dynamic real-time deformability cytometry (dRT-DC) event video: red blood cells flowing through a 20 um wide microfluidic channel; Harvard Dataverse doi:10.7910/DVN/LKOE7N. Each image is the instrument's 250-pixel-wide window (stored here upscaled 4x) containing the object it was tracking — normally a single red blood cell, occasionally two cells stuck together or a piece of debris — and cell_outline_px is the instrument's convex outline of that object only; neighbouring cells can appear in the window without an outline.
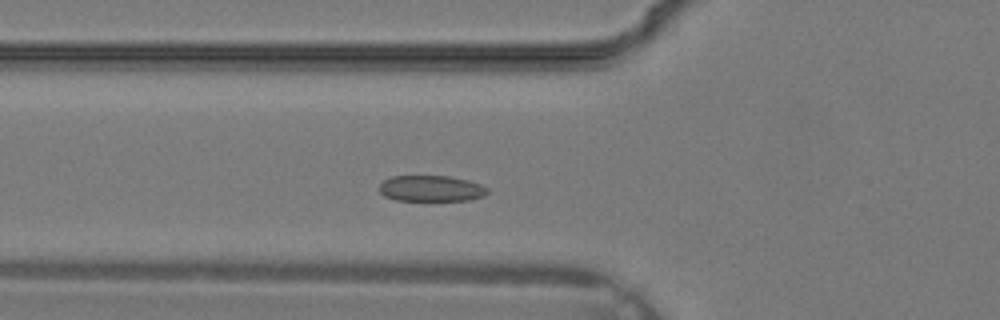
{"species": "common noctule bat (a hibernating species)", "species_latin": "Nyctalus noctula", "temperature_condition": "warm", "stored_images_in_passage": 31, "camera_frame_rate_fps": 3000, "um_per_image_px": 0.085, "animal": {"sex": "male", "body_mass_g": 19.2, "forearm_length_mm": 51.8}, "frame": {"image": 1, "passage_image": 7, "time_ms": 2.0, "image_size_px": [1000, 320], "cell_outline_px": [[488, 192], [484, 196], [468, 200], [396, 200], [384, 196], [380, 192], [380, 184], [384, 180], [392, 176], [448, 176], [468, 180], [480, 184], [488, 188]], "centroid_in_image_um": [36.65, 16.02], "position_along_channel_um": 89.1, "area_um2": 16.3}}
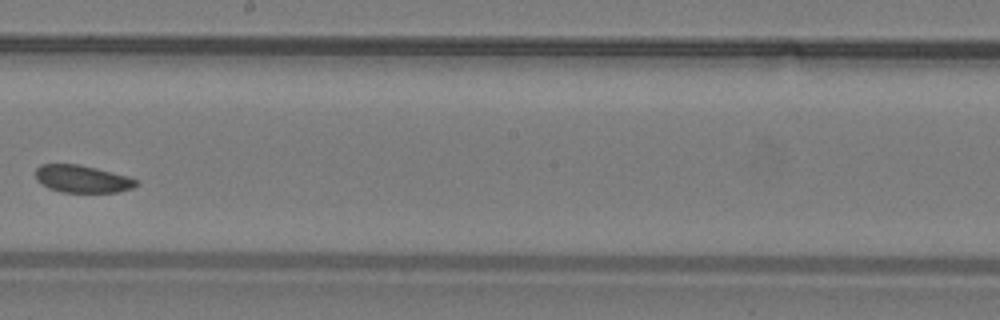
{"frame": {"image": 2, "passage_image": 15, "time_ms": 4.667, "image_size_px": [1000, 320], "cell_outline_px": [[140, 184], [132, 188], [116, 192], [60, 192], [48, 188], [36, 180], [36, 168], [40, 164], [80, 164], [128, 176], [140, 180]], "centroid_in_image_um": [7.01, 15.21], "position_along_channel_um": 241.2, "area_um2": 16.24}}
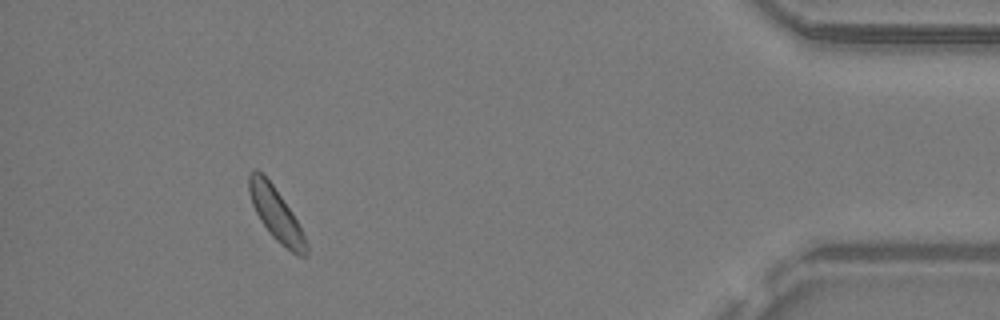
{"frame": {"image": 3, "passage_image": 27, "time_ms": 8.667, "image_size_px": [1000, 320], "cell_outline_px": [[308, 252], [304, 256], [296, 256], [280, 244], [272, 236], [260, 220], [252, 204], [248, 192], [248, 176], [256, 168], [272, 184], [292, 212], [308, 244]], "centroid_in_image_um": [23.46, 18.23], "position_along_channel_um": 411.7, "area_um2": 17.4}}